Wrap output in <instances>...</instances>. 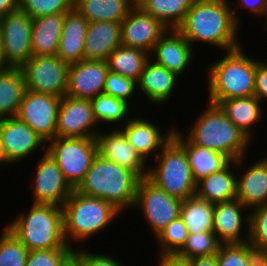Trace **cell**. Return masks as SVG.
<instances>
[{"label":"cell","mask_w":267,"mask_h":266,"mask_svg":"<svg viewBox=\"0 0 267 266\" xmlns=\"http://www.w3.org/2000/svg\"><path fill=\"white\" fill-rule=\"evenodd\" d=\"M230 4L227 0H195L177 30L193 47L199 42L226 52L242 47Z\"/></svg>","instance_id":"6da1fadb"},{"label":"cell","mask_w":267,"mask_h":266,"mask_svg":"<svg viewBox=\"0 0 267 266\" xmlns=\"http://www.w3.org/2000/svg\"><path fill=\"white\" fill-rule=\"evenodd\" d=\"M140 179L135 172L97 154L75 190L85 196L101 198L122 213L134 207Z\"/></svg>","instance_id":"7a4b0ae2"},{"label":"cell","mask_w":267,"mask_h":266,"mask_svg":"<svg viewBox=\"0 0 267 266\" xmlns=\"http://www.w3.org/2000/svg\"><path fill=\"white\" fill-rule=\"evenodd\" d=\"M200 113L186 130L185 138L190 143L213 149L231 161L246 156L252 141L229 120L219 105L208 102Z\"/></svg>","instance_id":"3957f363"},{"label":"cell","mask_w":267,"mask_h":266,"mask_svg":"<svg viewBox=\"0 0 267 266\" xmlns=\"http://www.w3.org/2000/svg\"><path fill=\"white\" fill-rule=\"evenodd\" d=\"M20 214L6 228L28 251L73 248L65 239L62 207L33 204L28 213Z\"/></svg>","instance_id":"277c9868"},{"label":"cell","mask_w":267,"mask_h":266,"mask_svg":"<svg viewBox=\"0 0 267 266\" xmlns=\"http://www.w3.org/2000/svg\"><path fill=\"white\" fill-rule=\"evenodd\" d=\"M239 47L227 51L226 56L207 67L208 101L219 104L223 100L254 95L256 60ZM209 70V71H208Z\"/></svg>","instance_id":"5b68a950"},{"label":"cell","mask_w":267,"mask_h":266,"mask_svg":"<svg viewBox=\"0 0 267 266\" xmlns=\"http://www.w3.org/2000/svg\"><path fill=\"white\" fill-rule=\"evenodd\" d=\"M64 235L71 242H83L107 228L120 215L111 203L101 198L89 197L76 190L62 206ZM90 236V237H89Z\"/></svg>","instance_id":"8992f818"},{"label":"cell","mask_w":267,"mask_h":266,"mask_svg":"<svg viewBox=\"0 0 267 266\" xmlns=\"http://www.w3.org/2000/svg\"><path fill=\"white\" fill-rule=\"evenodd\" d=\"M147 178L169 195L185 200L195 196L197 183L185 149L172 137L155 157Z\"/></svg>","instance_id":"52a82bcc"},{"label":"cell","mask_w":267,"mask_h":266,"mask_svg":"<svg viewBox=\"0 0 267 266\" xmlns=\"http://www.w3.org/2000/svg\"><path fill=\"white\" fill-rule=\"evenodd\" d=\"M46 144V152L56 161L69 184L76 189L97 155L95 138L55 137Z\"/></svg>","instance_id":"ba28073f"},{"label":"cell","mask_w":267,"mask_h":266,"mask_svg":"<svg viewBox=\"0 0 267 266\" xmlns=\"http://www.w3.org/2000/svg\"><path fill=\"white\" fill-rule=\"evenodd\" d=\"M181 205V199L169 195L147 177L140 179L133 208L142 212L155 237L171 221L180 217Z\"/></svg>","instance_id":"9c48e42d"},{"label":"cell","mask_w":267,"mask_h":266,"mask_svg":"<svg viewBox=\"0 0 267 266\" xmlns=\"http://www.w3.org/2000/svg\"><path fill=\"white\" fill-rule=\"evenodd\" d=\"M69 64L57 55L32 56L22 67L26 89L63 97L67 91Z\"/></svg>","instance_id":"30bf717a"},{"label":"cell","mask_w":267,"mask_h":266,"mask_svg":"<svg viewBox=\"0 0 267 266\" xmlns=\"http://www.w3.org/2000/svg\"><path fill=\"white\" fill-rule=\"evenodd\" d=\"M62 97L25 90L17 118L29 125L47 143L56 137L58 110Z\"/></svg>","instance_id":"8fae6325"},{"label":"cell","mask_w":267,"mask_h":266,"mask_svg":"<svg viewBox=\"0 0 267 266\" xmlns=\"http://www.w3.org/2000/svg\"><path fill=\"white\" fill-rule=\"evenodd\" d=\"M6 63L21 68L32 57V19L20 8L0 19Z\"/></svg>","instance_id":"7c38bea8"},{"label":"cell","mask_w":267,"mask_h":266,"mask_svg":"<svg viewBox=\"0 0 267 266\" xmlns=\"http://www.w3.org/2000/svg\"><path fill=\"white\" fill-rule=\"evenodd\" d=\"M33 174V204L62 207L75 190L65 179L56 161L44 150Z\"/></svg>","instance_id":"4fadbf2b"},{"label":"cell","mask_w":267,"mask_h":266,"mask_svg":"<svg viewBox=\"0 0 267 266\" xmlns=\"http://www.w3.org/2000/svg\"><path fill=\"white\" fill-rule=\"evenodd\" d=\"M94 117L90 99L62 97L56 126V137L95 138L101 130ZM95 127L96 130H93Z\"/></svg>","instance_id":"5bb4252c"},{"label":"cell","mask_w":267,"mask_h":266,"mask_svg":"<svg viewBox=\"0 0 267 266\" xmlns=\"http://www.w3.org/2000/svg\"><path fill=\"white\" fill-rule=\"evenodd\" d=\"M0 132L8 164L16 165L27 159L38 147L46 150L47 142L17 117L0 119Z\"/></svg>","instance_id":"9a60e30c"},{"label":"cell","mask_w":267,"mask_h":266,"mask_svg":"<svg viewBox=\"0 0 267 266\" xmlns=\"http://www.w3.org/2000/svg\"><path fill=\"white\" fill-rule=\"evenodd\" d=\"M167 30L158 19L135 5L121 21L122 45L139 48L150 54Z\"/></svg>","instance_id":"2e32d148"},{"label":"cell","mask_w":267,"mask_h":266,"mask_svg":"<svg viewBox=\"0 0 267 266\" xmlns=\"http://www.w3.org/2000/svg\"><path fill=\"white\" fill-rule=\"evenodd\" d=\"M112 126L111 131H101L96 134L97 154L107 160L135 172L140 178H146L148 169L146 161L127 141L124 133Z\"/></svg>","instance_id":"e0dca14e"},{"label":"cell","mask_w":267,"mask_h":266,"mask_svg":"<svg viewBox=\"0 0 267 266\" xmlns=\"http://www.w3.org/2000/svg\"><path fill=\"white\" fill-rule=\"evenodd\" d=\"M108 71L106 61L81 60L70 64L66 95L76 99H92L103 93Z\"/></svg>","instance_id":"ac0fdd59"},{"label":"cell","mask_w":267,"mask_h":266,"mask_svg":"<svg viewBox=\"0 0 267 266\" xmlns=\"http://www.w3.org/2000/svg\"><path fill=\"white\" fill-rule=\"evenodd\" d=\"M146 118L133 117L119 128L126 136L127 141L147 162L154 155V158L162 148L172 139L174 126L170 127L167 132L162 133L159 125L152 123ZM170 130V131H169ZM150 156V157H149Z\"/></svg>","instance_id":"d6986e66"},{"label":"cell","mask_w":267,"mask_h":266,"mask_svg":"<svg viewBox=\"0 0 267 266\" xmlns=\"http://www.w3.org/2000/svg\"><path fill=\"white\" fill-rule=\"evenodd\" d=\"M244 209L248 208L237 198L214 204L213 232L221 244H241L248 241L249 214L247 212L243 217ZM246 226L245 239L242 230Z\"/></svg>","instance_id":"ffe728a7"},{"label":"cell","mask_w":267,"mask_h":266,"mask_svg":"<svg viewBox=\"0 0 267 266\" xmlns=\"http://www.w3.org/2000/svg\"><path fill=\"white\" fill-rule=\"evenodd\" d=\"M194 49L177 29H168L154 45L150 57L154 53L155 63L180 77L191 65Z\"/></svg>","instance_id":"44dd1931"},{"label":"cell","mask_w":267,"mask_h":266,"mask_svg":"<svg viewBox=\"0 0 267 266\" xmlns=\"http://www.w3.org/2000/svg\"><path fill=\"white\" fill-rule=\"evenodd\" d=\"M122 45L121 22H89L84 45V60L107 61L109 55Z\"/></svg>","instance_id":"7402d4cb"},{"label":"cell","mask_w":267,"mask_h":266,"mask_svg":"<svg viewBox=\"0 0 267 266\" xmlns=\"http://www.w3.org/2000/svg\"><path fill=\"white\" fill-rule=\"evenodd\" d=\"M151 59L152 57L145 63L143 72L137 81V89L143 92L151 103L165 105L174 93L180 77Z\"/></svg>","instance_id":"603a6c76"},{"label":"cell","mask_w":267,"mask_h":266,"mask_svg":"<svg viewBox=\"0 0 267 266\" xmlns=\"http://www.w3.org/2000/svg\"><path fill=\"white\" fill-rule=\"evenodd\" d=\"M244 158L231 161L225 168L214 172L197 182L196 196L209 203L230 201L237 197V175L232 169L242 167ZM234 166V167H233Z\"/></svg>","instance_id":"cb8c5ba5"},{"label":"cell","mask_w":267,"mask_h":266,"mask_svg":"<svg viewBox=\"0 0 267 266\" xmlns=\"http://www.w3.org/2000/svg\"><path fill=\"white\" fill-rule=\"evenodd\" d=\"M89 22L74 8L65 13L57 52L63 62L78 63L84 60L85 36Z\"/></svg>","instance_id":"d4e9b609"},{"label":"cell","mask_w":267,"mask_h":266,"mask_svg":"<svg viewBox=\"0 0 267 266\" xmlns=\"http://www.w3.org/2000/svg\"><path fill=\"white\" fill-rule=\"evenodd\" d=\"M237 177V199L250 210L267 205V156L254 161Z\"/></svg>","instance_id":"484cf974"},{"label":"cell","mask_w":267,"mask_h":266,"mask_svg":"<svg viewBox=\"0 0 267 266\" xmlns=\"http://www.w3.org/2000/svg\"><path fill=\"white\" fill-rule=\"evenodd\" d=\"M182 130L175 127L173 138L185 149L192 170L193 178L200 181L208 175L225 168L231 160L225 155L199 145H193L186 138Z\"/></svg>","instance_id":"4316f807"},{"label":"cell","mask_w":267,"mask_h":266,"mask_svg":"<svg viewBox=\"0 0 267 266\" xmlns=\"http://www.w3.org/2000/svg\"><path fill=\"white\" fill-rule=\"evenodd\" d=\"M65 13L32 19V56L56 55L59 48Z\"/></svg>","instance_id":"83f0119b"},{"label":"cell","mask_w":267,"mask_h":266,"mask_svg":"<svg viewBox=\"0 0 267 266\" xmlns=\"http://www.w3.org/2000/svg\"><path fill=\"white\" fill-rule=\"evenodd\" d=\"M261 102L253 95L250 97L230 98L221 101L218 105L224 111L229 120L237 126L251 141L255 127L262 121L264 113ZM255 124V126H253Z\"/></svg>","instance_id":"f1b7e54d"},{"label":"cell","mask_w":267,"mask_h":266,"mask_svg":"<svg viewBox=\"0 0 267 266\" xmlns=\"http://www.w3.org/2000/svg\"><path fill=\"white\" fill-rule=\"evenodd\" d=\"M136 5V0H74V9L88 22H121Z\"/></svg>","instance_id":"f546056e"},{"label":"cell","mask_w":267,"mask_h":266,"mask_svg":"<svg viewBox=\"0 0 267 266\" xmlns=\"http://www.w3.org/2000/svg\"><path fill=\"white\" fill-rule=\"evenodd\" d=\"M25 90L21 68L10 67L0 72V119L17 116Z\"/></svg>","instance_id":"4dcf8cb0"},{"label":"cell","mask_w":267,"mask_h":266,"mask_svg":"<svg viewBox=\"0 0 267 266\" xmlns=\"http://www.w3.org/2000/svg\"><path fill=\"white\" fill-rule=\"evenodd\" d=\"M195 0H136L144 12L158 19L168 29H177Z\"/></svg>","instance_id":"1f68e13d"},{"label":"cell","mask_w":267,"mask_h":266,"mask_svg":"<svg viewBox=\"0 0 267 266\" xmlns=\"http://www.w3.org/2000/svg\"><path fill=\"white\" fill-rule=\"evenodd\" d=\"M149 58L150 54L142 49L120 45L109 55L106 62L109 71L138 81Z\"/></svg>","instance_id":"d6a6232c"},{"label":"cell","mask_w":267,"mask_h":266,"mask_svg":"<svg viewBox=\"0 0 267 266\" xmlns=\"http://www.w3.org/2000/svg\"><path fill=\"white\" fill-rule=\"evenodd\" d=\"M214 204L196 195L182 200L180 217L189 234L213 232Z\"/></svg>","instance_id":"836d02e7"},{"label":"cell","mask_w":267,"mask_h":266,"mask_svg":"<svg viewBox=\"0 0 267 266\" xmlns=\"http://www.w3.org/2000/svg\"><path fill=\"white\" fill-rule=\"evenodd\" d=\"M90 102L97 123L122 126V122L125 124L130 119L128 114H130L131 106L124 100L101 93L90 99Z\"/></svg>","instance_id":"e575fe53"},{"label":"cell","mask_w":267,"mask_h":266,"mask_svg":"<svg viewBox=\"0 0 267 266\" xmlns=\"http://www.w3.org/2000/svg\"><path fill=\"white\" fill-rule=\"evenodd\" d=\"M221 243L214 232L189 234L185 245L176 254L181 259L210 256L218 253Z\"/></svg>","instance_id":"d590c367"},{"label":"cell","mask_w":267,"mask_h":266,"mask_svg":"<svg viewBox=\"0 0 267 266\" xmlns=\"http://www.w3.org/2000/svg\"><path fill=\"white\" fill-rule=\"evenodd\" d=\"M189 233L181 217L171 221L156 236L161 255H176L185 245Z\"/></svg>","instance_id":"8d00e7d4"},{"label":"cell","mask_w":267,"mask_h":266,"mask_svg":"<svg viewBox=\"0 0 267 266\" xmlns=\"http://www.w3.org/2000/svg\"><path fill=\"white\" fill-rule=\"evenodd\" d=\"M29 251L6 227L0 236V266H25Z\"/></svg>","instance_id":"74e56055"},{"label":"cell","mask_w":267,"mask_h":266,"mask_svg":"<svg viewBox=\"0 0 267 266\" xmlns=\"http://www.w3.org/2000/svg\"><path fill=\"white\" fill-rule=\"evenodd\" d=\"M19 8L33 19L67 13L74 8V0H19Z\"/></svg>","instance_id":"f35d334b"},{"label":"cell","mask_w":267,"mask_h":266,"mask_svg":"<svg viewBox=\"0 0 267 266\" xmlns=\"http://www.w3.org/2000/svg\"><path fill=\"white\" fill-rule=\"evenodd\" d=\"M74 251V248L29 251L25 266H67Z\"/></svg>","instance_id":"ab89813d"},{"label":"cell","mask_w":267,"mask_h":266,"mask_svg":"<svg viewBox=\"0 0 267 266\" xmlns=\"http://www.w3.org/2000/svg\"><path fill=\"white\" fill-rule=\"evenodd\" d=\"M136 91H138L137 81L124 77L119 73L108 71L103 93L124 100L130 104V99Z\"/></svg>","instance_id":"60d3db41"},{"label":"cell","mask_w":267,"mask_h":266,"mask_svg":"<svg viewBox=\"0 0 267 266\" xmlns=\"http://www.w3.org/2000/svg\"><path fill=\"white\" fill-rule=\"evenodd\" d=\"M249 211L248 241L267 247V205L256 206Z\"/></svg>","instance_id":"b9f144b4"},{"label":"cell","mask_w":267,"mask_h":266,"mask_svg":"<svg viewBox=\"0 0 267 266\" xmlns=\"http://www.w3.org/2000/svg\"><path fill=\"white\" fill-rule=\"evenodd\" d=\"M216 255L217 266H249L243 243L221 244Z\"/></svg>","instance_id":"7bdbcfd3"},{"label":"cell","mask_w":267,"mask_h":266,"mask_svg":"<svg viewBox=\"0 0 267 266\" xmlns=\"http://www.w3.org/2000/svg\"><path fill=\"white\" fill-rule=\"evenodd\" d=\"M74 258L81 266H124L109 253H91V251L88 252V250L86 251V249L84 250L81 247L75 249Z\"/></svg>","instance_id":"ee69618b"},{"label":"cell","mask_w":267,"mask_h":266,"mask_svg":"<svg viewBox=\"0 0 267 266\" xmlns=\"http://www.w3.org/2000/svg\"><path fill=\"white\" fill-rule=\"evenodd\" d=\"M235 3L233 2L231 5V9H232V13H233V17L235 22L241 27L240 22V16L236 14V9L240 8V9H248L252 14H256L257 16H261L263 15V17L265 16V25L267 23V0H238ZM234 5L236 6L234 8ZM238 7V8H237Z\"/></svg>","instance_id":"f6af8a7d"},{"label":"cell","mask_w":267,"mask_h":266,"mask_svg":"<svg viewBox=\"0 0 267 266\" xmlns=\"http://www.w3.org/2000/svg\"><path fill=\"white\" fill-rule=\"evenodd\" d=\"M254 96L264 104L267 100V63L256 59Z\"/></svg>","instance_id":"bcb514c9"},{"label":"cell","mask_w":267,"mask_h":266,"mask_svg":"<svg viewBox=\"0 0 267 266\" xmlns=\"http://www.w3.org/2000/svg\"><path fill=\"white\" fill-rule=\"evenodd\" d=\"M243 244L246 246L249 266H267V247L255 245L250 241H245Z\"/></svg>","instance_id":"7dc6e473"},{"label":"cell","mask_w":267,"mask_h":266,"mask_svg":"<svg viewBox=\"0 0 267 266\" xmlns=\"http://www.w3.org/2000/svg\"><path fill=\"white\" fill-rule=\"evenodd\" d=\"M158 266H190L188 260L178 258L176 255H160Z\"/></svg>","instance_id":"c3c4849f"},{"label":"cell","mask_w":267,"mask_h":266,"mask_svg":"<svg viewBox=\"0 0 267 266\" xmlns=\"http://www.w3.org/2000/svg\"><path fill=\"white\" fill-rule=\"evenodd\" d=\"M190 266H217V255L195 257L188 259Z\"/></svg>","instance_id":"681fc988"},{"label":"cell","mask_w":267,"mask_h":266,"mask_svg":"<svg viewBox=\"0 0 267 266\" xmlns=\"http://www.w3.org/2000/svg\"><path fill=\"white\" fill-rule=\"evenodd\" d=\"M19 9V0H0V19Z\"/></svg>","instance_id":"f907efd6"},{"label":"cell","mask_w":267,"mask_h":266,"mask_svg":"<svg viewBox=\"0 0 267 266\" xmlns=\"http://www.w3.org/2000/svg\"><path fill=\"white\" fill-rule=\"evenodd\" d=\"M8 68H10V66L6 63L3 40L0 34V72Z\"/></svg>","instance_id":"816d5d0a"},{"label":"cell","mask_w":267,"mask_h":266,"mask_svg":"<svg viewBox=\"0 0 267 266\" xmlns=\"http://www.w3.org/2000/svg\"><path fill=\"white\" fill-rule=\"evenodd\" d=\"M4 164L6 166L9 165L6 162V157H5V152H4V149H3V144H2V139H1V132H0V165L4 166Z\"/></svg>","instance_id":"f5cc1de1"},{"label":"cell","mask_w":267,"mask_h":266,"mask_svg":"<svg viewBox=\"0 0 267 266\" xmlns=\"http://www.w3.org/2000/svg\"><path fill=\"white\" fill-rule=\"evenodd\" d=\"M67 266H81L80 263L75 259L73 258Z\"/></svg>","instance_id":"db71d44e"}]
</instances>
